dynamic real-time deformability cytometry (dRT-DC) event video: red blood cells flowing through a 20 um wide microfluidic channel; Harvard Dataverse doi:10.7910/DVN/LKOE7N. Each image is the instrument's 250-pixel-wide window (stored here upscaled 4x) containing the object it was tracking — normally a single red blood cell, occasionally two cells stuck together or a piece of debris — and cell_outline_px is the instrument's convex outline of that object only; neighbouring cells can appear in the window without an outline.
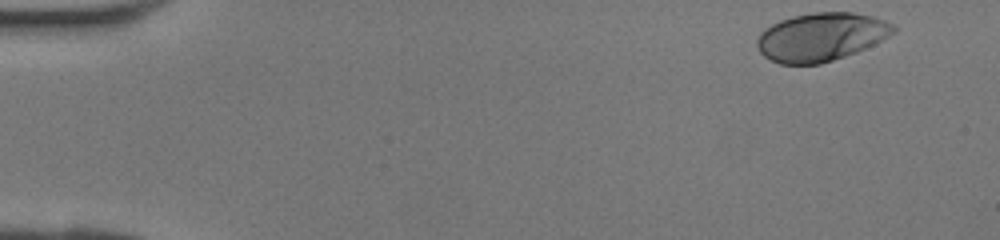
{"species": "human", "species_latin": "Homo sapiens", "temperature_condition": "room temperature", "stored_images_in_passage": 39, "camera_frame_rate_fps": 3000, "um_per_image_px": 0.085, "donor": {"sex": "female"}, "frame": {"image": 1, "passage_image": 1, "time_ms": 0.0, "image_size_px": [1000, 240], "cell_outline_px": [[896, 32], [856, 52], [820, 64], [780, 64], [764, 56], [760, 52], [756, 44], [756, 40], [760, 32], [764, 28], [780, 20], [792, 16], [812, 12], [852, 12], [872, 16], [884, 20], [892, 24], [896, 28]], "centroid_in_image_um": [69.75, 3.13], "position_along_channel_um": 15.2, "area_um2": 38.26}}
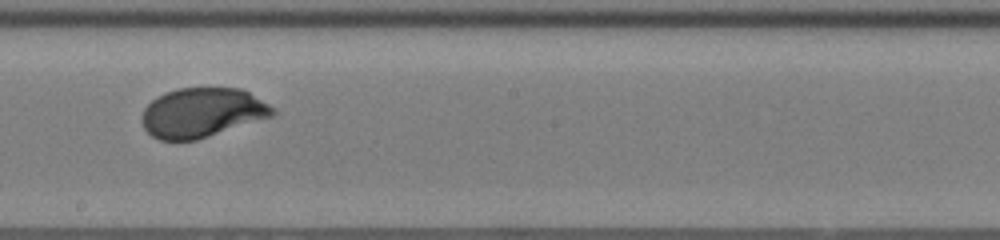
{"frame": {"image": 2, "passage_image": 22, "time_ms": 7.0, "image_size_px": [1000, 240], "cell_outline_px": [[276, 112], [272, 116], [196, 140], [160, 140], [152, 136], [144, 128], [140, 116], [144, 108], [152, 100], [164, 92], [180, 88], [240, 88], [248, 92], [276, 108]], "centroid_in_image_um": [17.15, 9.57], "position_along_channel_um": 231.0, "area_um2": 37.57}}
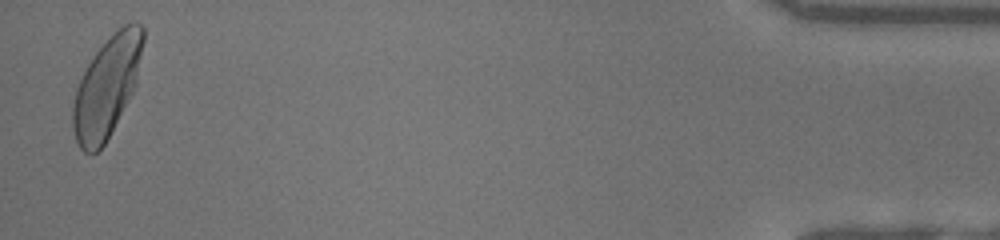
{"frame": {"image": 3, "passage_image": 39, "time_ms": 12.667, "image_size_px": [1000, 240], "cell_outline_px": [[144, 40], [136, 84], [132, 92], [104, 144], [96, 152], [84, 152], [80, 148], [76, 140], [72, 128], [72, 104], [76, 88], [92, 56], [112, 32], [124, 24], [132, 20], [136, 20], [144, 28]], "centroid_in_image_um": [9.08, 7.31], "position_along_channel_um": 426.1, "area_um2": 40.98}}